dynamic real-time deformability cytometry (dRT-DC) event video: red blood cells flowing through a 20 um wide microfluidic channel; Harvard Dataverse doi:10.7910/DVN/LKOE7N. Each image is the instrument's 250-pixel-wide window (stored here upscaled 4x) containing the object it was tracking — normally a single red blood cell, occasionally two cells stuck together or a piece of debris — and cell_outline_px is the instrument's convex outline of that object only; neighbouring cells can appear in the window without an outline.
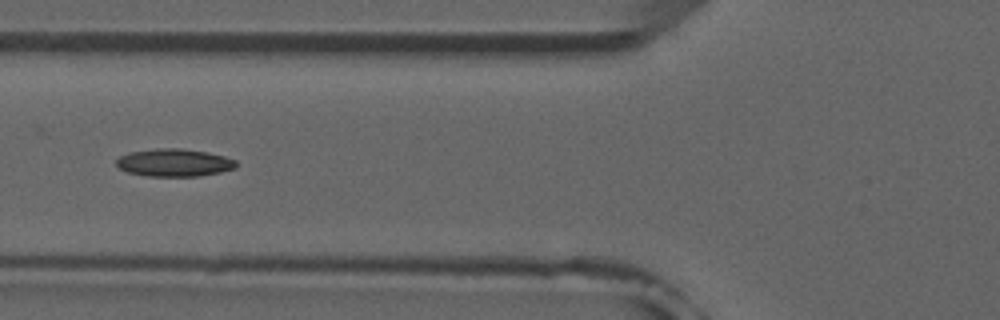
{"species": "common noctule bat (a hibernating species)", "species_latin": "Nyctalus noctula", "temperature_condition": "room temperature", "stored_images_in_passage": 4, "camera_frame_rate_fps": 3000, "um_per_image_px": 0.085, "animal": {"sex": "male", "forearm_length_mm": 52.5}, "frame": {"image": 1, "passage_image": 3, "time_ms": 2.333, "image_size_px": [1000, 320], "cell_outline_px": [[236, 168], [220, 172], [200, 176], [148, 176], [128, 172], [120, 168], [116, 164], [116, 160], [120, 156], [128, 152], [156, 148], [180, 148], [208, 152], [224, 156], [236, 160]], "centroid_in_image_um": [14.81, 13.82], "position_along_channel_um": 111.0, "area_um2": 19.36}}
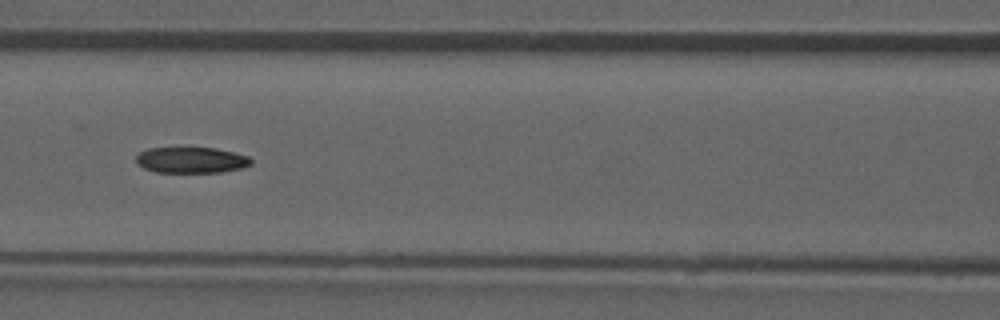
{"frame": {"image": 2, "passage_image": 4, "time_ms": 3.333, "image_size_px": [1000, 320], "cell_outline_px": [[252, 164], [240, 168], [220, 172], [156, 172], [144, 168], [136, 164], [136, 156], [140, 152], [148, 148], [216, 148], [248, 156], [252, 160]], "centroid_in_image_um": [16.23, 13.6], "position_along_channel_um": 150.4, "area_um2": 17.28}}